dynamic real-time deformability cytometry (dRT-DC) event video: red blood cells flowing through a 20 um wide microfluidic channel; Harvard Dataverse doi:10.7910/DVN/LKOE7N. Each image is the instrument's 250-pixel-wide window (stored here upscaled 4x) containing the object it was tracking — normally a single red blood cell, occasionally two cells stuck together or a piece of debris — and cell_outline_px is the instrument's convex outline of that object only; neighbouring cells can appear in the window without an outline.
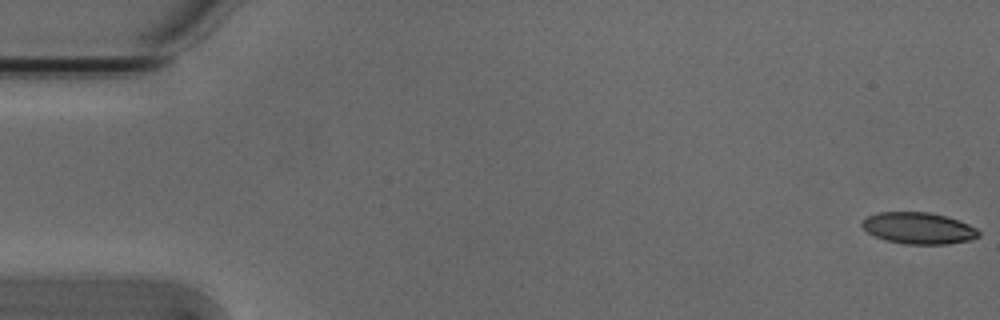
{"species": "Egyptian fruit bat (a non-hibernating species)", "species_latin": "Rousettus aegyptiacus", "temperature_condition": "cold", "stored_images_in_passage": 54, "camera_frame_rate_fps": 3000, "um_per_image_px": 0.085, "animal": {"sex": "male"}, "frame": {"image": 1, "passage_image": 1, "time_ms": 0.0, "image_size_px": [1000, 320], "cell_outline_px": [[980, 236], [972, 240], [948, 244], [904, 244], [884, 240], [868, 232], [860, 224], [868, 216], [876, 212], [928, 212], [944, 216], [968, 224], [976, 228], [980, 232]], "centroid_in_image_um": [78.08, 19.4], "position_along_channel_um": 6.9, "area_um2": 21.39}}
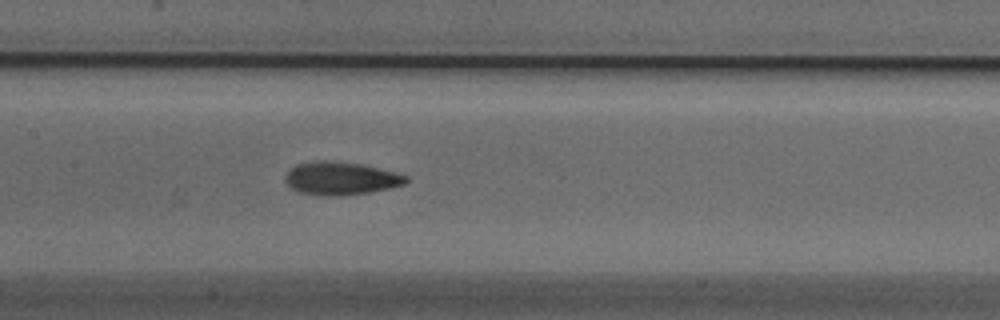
{"frame": {"image": 2, "passage_image": 26, "time_ms": 8.333, "image_size_px": [1000, 320], "cell_outline_px": [[408, 184], [368, 192], [340, 196], [320, 196], [300, 192], [292, 188], [284, 180], [284, 176], [296, 164], [320, 160], [324, 160], [360, 164], [396, 172], [408, 176]], "centroid_in_image_um": [28.98, 15.17], "position_along_channel_um": 178.4, "area_um2": 23.18}}
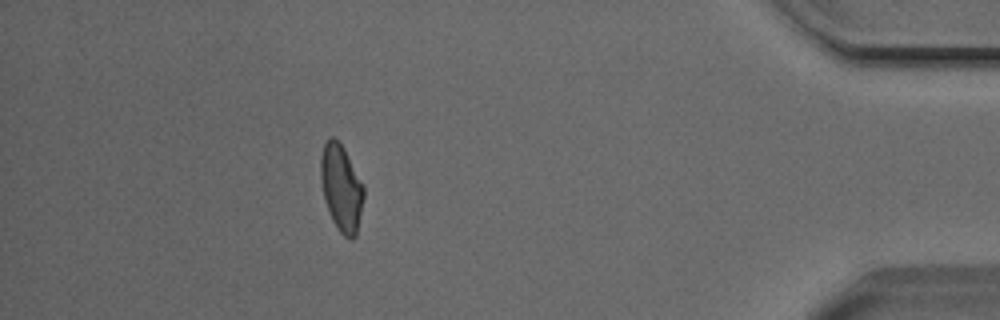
{"frame": {"image": 3, "passage_image": 48, "time_ms": 15.667, "image_size_px": [1000, 320], "cell_outline_px": [[364, 196], [356, 236], [352, 240], [348, 240], [336, 228], [328, 212], [324, 200], [320, 180], [320, 156], [324, 144], [332, 136], [344, 148], [364, 184]], "centroid_in_image_um": [29.0, 16.01], "position_along_channel_um": 406.2, "area_um2": 22.02}, "authors_computed_cell_mechanics": {"area_um2": 22.1085, "velocity_mm_per_s": 3.8362, "shape_relaxation_time_tau1_ms": 4.2013, "shape_relaxation_time_tau2_ms": 2.6275, "deformation_change_tau1": 0.1354, "deformation_change_tau2": 0.084}}